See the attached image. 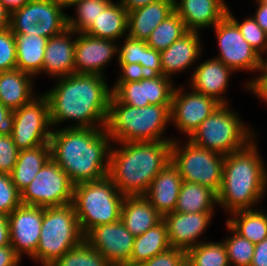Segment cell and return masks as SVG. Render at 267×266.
<instances>
[{"mask_svg":"<svg viewBox=\"0 0 267 266\" xmlns=\"http://www.w3.org/2000/svg\"><path fill=\"white\" fill-rule=\"evenodd\" d=\"M43 95L49 103L51 128L66 120L68 127L105 128L112 90L104 76L73 73L58 78Z\"/></svg>","mask_w":267,"mask_h":266,"instance_id":"6da1fadb","label":"cell"},{"mask_svg":"<svg viewBox=\"0 0 267 266\" xmlns=\"http://www.w3.org/2000/svg\"><path fill=\"white\" fill-rule=\"evenodd\" d=\"M112 139L105 128L52 129L51 158L76 185L108 176Z\"/></svg>","mask_w":267,"mask_h":266,"instance_id":"7a4b0ae2","label":"cell"},{"mask_svg":"<svg viewBox=\"0 0 267 266\" xmlns=\"http://www.w3.org/2000/svg\"><path fill=\"white\" fill-rule=\"evenodd\" d=\"M173 140L122 142L110 150L108 176L124 196H144L155 176L171 161Z\"/></svg>","mask_w":267,"mask_h":266,"instance_id":"3957f363","label":"cell"},{"mask_svg":"<svg viewBox=\"0 0 267 266\" xmlns=\"http://www.w3.org/2000/svg\"><path fill=\"white\" fill-rule=\"evenodd\" d=\"M256 142L225 155L222 184L217 193L218 205L232 213L255 209L267 188V169Z\"/></svg>","mask_w":267,"mask_h":266,"instance_id":"277c9868","label":"cell"},{"mask_svg":"<svg viewBox=\"0 0 267 266\" xmlns=\"http://www.w3.org/2000/svg\"><path fill=\"white\" fill-rule=\"evenodd\" d=\"M170 106L134 107L121 103L112 95L105 130L116 143L173 140L164 137L170 123Z\"/></svg>","mask_w":267,"mask_h":266,"instance_id":"5b68a950","label":"cell"},{"mask_svg":"<svg viewBox=\"0 0 267 266\" xmlns=\"http://www.w3.org/2000/svg\"><path fill=\"white\" fill-rule=\"evenodd\" d=\"M124 197L109 176L74 185L72 204L83 235L96 226L119 221Z\"/></svg>","mask_w":267,"mask_h":266,"instance_id":"8992f818","label":"cell"},{"mask_svg":"<svg viewBox=\"0 0 267 266\" xmlns=\"http://www.w3.org/2000/svg\"><path fill=\"white\" fill-rule=\"evenodd\" d=\"M83 241L73 204L43 207L39 244L32 259L41 262L42 266H51Z\"/></svg>","mask_w":267,"mask_h":266,"instance_id":"52a82bcc","label":"cell"},{"mask_svg":"<svg viewBox=\"0 0 267 266\" xmlns=\"http://www.w3.org/2000/svg\"><path fill=\"white\" fill-rule=\"evenodd\" d=\"M227 105L217 107L188 139L197 146L223 155L242 150L255 140V132Z\"/></svg>","mask_w":267,"mask_h":266,"instance_id":"ba28073f","label":"cell"},{"mask_svg":"<svg viewBox=\"0 0 267 266\" xmlns=\"http://www.w3.org/2000/svg\"><path fill=\"white\" fill-rule=\"evenodd\" d=\"M225 155L195 145L189 139L181 145L173 139L171 162L183 181L198 183L219 192Z\"/></svg>","mask_w":267,"mask_h":266,"instance_id":"9c48e42d","label":"cell"},{"mask_svg":"<svg viewBox=\"0 0 267 266\" xmlns=\"http://www.w3.org/2000/svg\"><path fill=\"white\" fill-rule=\"evenodd\" d=\"M74 184L61 167L50 158L33 181L21 192L24 205L63 206L73 203Z\"/></svg>","mask_w":267,"mask_h":266,"instance_id":"30bf717a","label":"cell"},{"mask_svg":"<svg viewBox=\"0 0 267 266\" xmlns=\"http://www.w3.org/2000/svg\"><path fill=\"white\" fill-rule=\"evenodd\" d=\"M54 0H31L10 14L14 34L40 31V37L51 38L67 29V14Z\"/></svg>","mask_w":267,"mask_h":266,"instance_id":"8fae6325","label":"cell"},{"mask_svg":"<svg viewBox=\"0 0 267 266\" xmlns=\"http://www.w3.org/2000/svg\"><path fill=\"white\" fill-rule=\"evenodd\" d=\"M36 96L31 102L14 111L11 136L19 150L50 143L52 129L49 103L43 94Z\"/></svg>","mask_w":267,"mask_h":266,"instance_id":"7c38bea8","label":"cell"},{"mask_svg":"<svg viewBox=\"0 0 267 266\" xmlns=\"http://www.w3.org/2000/svg\"><path fill=\"white\" fill-rule=\"evenodd\" d=\"M215 28L222 61L234 72L258 71L260 54L243 38L238 26L226 15Z\"/></svg>","mask_w":267,"mask_h":266,"instance_id":"4fadbf2b","label":"cell"},{"mask_svg":"<svg viewBox=\"0 0 267 266\" xmlns=\"http://www.w3.org/2000/svg\"><path fill=\"white\" fill-rule=\"evenodd\" d=\"M134 238L121 220L96 226L84 236L111 266H130Z\"/></svg>","mask_w":267,"mask_h":266,"instance_id":"5bb4252c","label":"cell"},{"mask_svg":"<svg viewBox=\"0 0 267 266\" xmlns=\"http://www.w3.org/2000/svg\"><path fill=\"white\" fill-rule=\"evenodd\" d=\"M183 88H175L170 106V122H172L188 138L221 104L214 98L204 94L185 93Z\"/></svg>","mask_w":267,"mask_h":266,"instance_id":"9a60e30c","label":"cell"},{"mask_svg":"<svg viewBox=\"0 0 267 266\" xmlns=\"http://www.w3.org/2000/svg\"><path fill=\"white\" fill-rule=\"evenodd\" d=\"M174 84L171 78L160 75L157 78L115 83L112 95L121 103L134 107L147 105H171Z\"/></svg>","mask_w":267,"mask_h":266,"instance_id":"2e32d148","label":"cell"},{"mask_svg":"<svg viewBox=\"0 0 267 266\" xmlns=\"http://www.w3.org/2000/svg\"><path fill=\"white\" fill-rule=\"evenodd\" d=\"M7 218L10 245L20 258L22 252L32 258L39 244L43 207L21 204Z\"/></svg>","mask_w":267,"mask_h":266,"instance_id":"e0dca14e","label":"cell"},{"mask_svg":"<svg viewBox=\"0 0 267 266\" xmlns=\"http://www.w3.org/2000/svg\"><path fill=\"white\" fill-rule=\"evenodd\" d=\"M75 35L78 36L75 39V73L105 76L104 67L118 54L116 41L86 33L75 32Z\"/></svg>","mask_w":267,"mask_h":266,"instance_id":"ac0fdd59","label":"cell"},{"mask_svg":"<svg viewBox=\"0 0 267 266\" xmlns=\"http://www.w3.org/2000/svg\"><path fill=\"white\" fill-rule=\"evenodd\" d=\"M214 212L180 213L172 212L163 217L167 226L171 247L187 252L202 241H197L211 222Z\"/></svg>","mask_w":267,"mask_h":266,"instance_id":"d6986e66","label":"cell"},{"mask_svg":"<svg viewBox=\"0 0 267 266\" xmlns=\"http://www.w3.org/2000/svg\"><path fill=\"white\" fill-rule=\"evenodd\" d=\"M174 9L189 31H198L219 23L228 6L224 0H174Z\"/></svg>","mask_w":267,"mask_h":266,"instance_id":"ffe728a7","label":"cell"},{"mask_svg":"<svg viewBox=\"0 0 267 266\" xmlns=\"http://www.w3.org/2000/svg\"><path fill=\"white\" fill-rule=\"evenodd\" d=\"M75 31L67 28L62 33L48 39L42 72L55 78L75 73ZM73 35V38H71Z\"/></svg>","mask_w":267,"mask_h":266,"instance_id":"44dd1931","label":"cell"},{"mask_svg":"<svg viewBox=\"0 0 267 266\" xmlns=\"http://www.w3.org/2000/svg\"><path fill=\"white\" fill-rule=\"evenodd\" d=\"M182 177L170 161L152 180L144 197L164 217L175 210Z\"/></svg>","mask_w":267,"mask_h":266,"instance_id":"7402d4cb","label":"cell"},{"mask_svg":"<svg viewBox=\"0 0 267 266\" xmlns=\"http://www.w3.org/2000/svg\"><path fill=\"white\" fill-rule=\"evenodd\" d=\"M196 67L190 78L192 90L212 97L220 104H227L222 95L227 91L229 77L234 71L216 58L203 61Z\"/></svg>","mask_w":267,"mask_h":266,"instance_id":"603a6c76","label":"cell"},{"mask_svg":"<svg viewBox=\"0 0 267 266\" xmlns=\"http://www.w3.org/2000/svg\"><path fill=\"white\" fill-rule=\"evenodd\" d=\"M200 40L198 31H189L167 49L161 51L163 76L171 78L173 74L194 66L202 53Z\"/></svg>","mask_w":267,"mask_h":266,"instance_id":"cb8c5ba5","label":"cell"},{"mask_svg":"<svg viewBox=\"0 0 267 266\" xmlns=\"http://www.w3.org/2000/svg\"><path fill=\"white\" fill-rule=\"evenodd\" d=\"M174 11V0H158L128 12L127 36L146 41L152 31Z\"/></svg>","mask_w":267,"mask_h":266,"instance_id":"d4e9b609","label":"cell"},{"mask_svg":"<svg viewBox=\"0 0 267 266\" xmlns=\"http://www.w3.org/2000/svg\"><path fill=\"white\" fill-rule=\"evenodd\" d=\"M19 69L0 72V103L11 111L28 104L33 95V78Z\"/></svg>","mask_w":267,"mask_h":266,"instance_id":"484cf974","label":"cell"},{"mask_svg":"<svg viewBox=\"0 0 267 266\" xmlns=\"http://www.w3.org/2000/svg\"><path fill=\"white\" fill-rule=\"evenodd\" d=\"M163 217L144 196H125L120 220L136 237L157 225Z\"/></svg>","mask_w":267,"mask_h":266,"instance_id":"4316f807","label":"cell"},{"mask_svg":"<svg viewBox=\"0 0 267 266\" xmlns=\"http://www.w3.org/2000/svg\"><path fill=\"white\" fill-rule=\"evenodd\" d=\"M16 40V68L36 76L42 72L47 38L40 37V31L14 34Z\"/></svg>","mask_w":267,"mask_h":266,"instance_id":"83f0119b","label":"cell"},{"mask_svg":"<svg viewBox=\"0 0 267 266\" xmlns=\"http://www.w3.org/2000/svg\"><path fill=\"white\" fill-rule=\"evenodd\" d=\"M51 158L50 143L20 150L10 176L16 188L22 192Z\"/></svg>","mask_w":267,"mask_h":266,"instance_id":"f1b7e54d","label":"cell"},{"mask_svg":"<svg viewBox=\"0 0 267 266\" xmlns=\"http://www.w3.org/2000/svg\"><path fill=\"white\" fill-rule=\"evenodd\" d=\"M128 12L120 2H111L84 32L95 38L118 40L127 32Z\"/></svg>","mask_w":267,"mask_h":266,"instance_id":"f546056e","label":"cell"},{"mask_svg":"<svg viewBox=\"0 0 267 266\" xmlns=\"http://www.w3.org/2000/svg\"><path fill=\"white\" fill-rule=\"evenodd\" d=\"M170 247L167 226L162 219L144 234L134 238L130 266H137L142 262L148 261L150 258L168 250Z\"/></svg>","mask_w":267,"mask_h":266,"instance_id":"4dcf8cb0","label":"cell"},{"mask_svg":"<svg viewBox=\"0 0 267 266\" xmlns=\"http://www.w3.org/2000/svg\"><path fill=\"white\" fill-rule=\"evenodd\" d=\"M216 204L218 200L214 190L198 183L183 181L174 211L180 213L214 212Z\"/></svg>","mask_w":267,"mask_h":266,"instance_id":"1f68e13d","label":"cell"},{"mask_svg":"<svg viewBox=\"0 0 267 266\" xmlns=\"http://www.w3.org/2000/svg\"><path fill=\"white\" fill-rule=\"evenodd\" d=\"M231 219L227 223L241 237L254 244L267 238V213L261 209L238 210L230 214Z\"/></svg>","mask_w":267,"mask_h":266,"instance_id":"d6a6232c","label":"cell"},{"mask_svg":"<svg viewBox=\"0 0 267 266\" xmlns=\"http://www.w3.org/2000/svg\"><path fill=\"white\" fill-rule=\"evenodd\" d=\"M188 32L185 23L174 11L152 31L146 43L149 47L161 52Z\"/></svg>","mask_w":267,"mask_h":266,"instance_id":"836d02e7","label":"cell"},{"mask_svg":"<svg viewBox=\"0 0 267 266\" xmlns=\"http://www.w3.org/2000/svg\"><path fill=\"white\" fill-rule=\"evenodd\" d=\"M192 266H230L223 242H201L186 252Z\"/></svg>","mask_w":267,"mask_h":266,"instance_id":"e575fe53","label":"cell"},{"mask_svg":"<svg viewBox=\"0 0 267 266\" xmlns=\"http://www.w3.org/2000/svg\"><path fill=\"white\" fill-rule=\"evenodd\" d=\"M111 0H80L76 6L77 18L67 15V28L76 33H84L98 18L100 13L111 3Z\"/></svg>","mask_w":267,"mask_h":266,"instance_id":"d590c367","label":"cell"},{"mask_svg":"<svg viewBox=\"0 0 267 266\" xmlns=\"http://www.w3.org/2000/svg\"><path fill=\"white\" fill-rule=\"evenodd\" d=\"M51 266H111L106 258L85 240L77 247L68 250Z\"/></svg>","mask_w":267,"mask_h":266,"instance_id":"8d00e7d4","label":"cell"},{"mask_svg":"<svg viewBox=\"0 0 267 266\" xmlns=\"http://www.w3.org/2000/svg\"><path fill=\"white\" fill-rule=\"evenodd\" d=\"M227 228L232 231V235L222 241L227 250L230 266H250L254 255L255 244L246 238L241 237L227 223Z\"/></svg>","mask_w":267,"mask_h":266,"instance_id":"74e56055","label":"cell"},{"mask_svg":"<svg viewBox=\"0 0 267 266\" xmlns=\"http://www.w3.org/2000/svg\"><path fill=\"white\" fill-rule=\"evenodd\" d=\"M227 16L238 26L243 38L255 49L259 54H264L267 48V33L256 23L252 16H248L239 23L231 14L229 8Z\"/></svg>","mask_w":267,"mask_h":266,"instance_id":"f35d334b","label":"cell"},{"mask_svg":"<svg viewBox=\"0 0 267 266\" xmlns=\"http://www.w3.org/2000/svg\"><path fill=\"white\" fill-rule=\"evenodd\" d=\"M22 204L21 192L8 173H0V214L8 216Z\"/></svg>","mask_w":267,"mask_h":266,"instance_id":"ab89813d","label":"cell"},{"mask_svg":"<svg viewBox=\"0 0 267 266\" xmlns=\"http://www.w3.org/2000/svg\"><path fill=\"white\" fill-rule=\"evenodd\" d=\"M16 40L10 28L0 30V72L16 69Z\"/></svg>","mask_w":267,"mask_h":266,"instance_id":"60d3db41","label":"cell"},{"mask_svg":"<svg viewBox=\"0 0 267 266\" xmlns=\"http://www.w3.org/2000/svg\"><path fill=\"white\" fill-rule=\"evenodd\" d=\"M123 45H118V63L143 62L144 40H137L127 36Z\"/></svg>","mask_w":267,"mask_h":266,"instance_id":"b9f144b4","label":"cell"},{"mask_svg":"<svg viewBox=\"0 0 267 266\" xmlns=\"http://www.w3.org/2000/svg\"><path fill=\"white\" fill-rule=\"evenodd\" d=\"M19 151L11 135H0V173L12 172Z\"/></svg>","mask_w":267,"mask_h":266,"instance_id":"7bdbcfd3","label":"cell"},{"mask_svg":"<svg viewBox=\"0 0 267 266\" xmlns=\"http://www.w3.org/2000/svg\"><path fill=\"white\" fill-rule=\"evenodd\" d=\"M122 74L119 75L116 83H127L140 81L142 79L157 78L160 75L149 67L141 66L138 63H118Z\"/></svg>","mask_w":267,"mask_h":266,"instance_id":"ee69618b","label":"cell"},{"mask_svg":"<svg viewBox=\"0 0 267 266\" xmlns=\"http://www.w3.org/2000/svg\"><path fill=\"white\" fill-rule=\"evenodd\" d=\"M186 258V252L174 247L150 258L148 261L142 262L137 266H179Z\"/></svg>","mask_w":267,"mask_h":266,"instance_id":"f6af8a7d","label":"cell"},{"mask_svg":"<svg viewBox=\"0 0 267 266\" xmlns=\"http://www.w3.org/2000/svg\"><path fill=\"white\" fill-rule=\"evenodd\" d=\"M141 66L149 67L155 70L159 75H163L161 67V53L151 47H149L144 41V57L143 62H140Z\"/></svg>","mask_w":267,"mask_h":266,"instance_id":"bcb514c9","label":"cell"},{"mask_svg":"<svg viewBox=\"0 0 267 266\" xmlns=\"http://www.w3.org/2000/svg\"><path fill=\"white\" fill-rule=\"evenodd\" d=\"M245 85H247L246 88L249 89L248 91H251V93L267 102V76L259 75L249 82L247 81Z\"/></svg>","mask_w":267,"mask_h":266,"instance_id":"7dc6e473","label":"cell"},{"mask_svg":"<svg viewBox=\"0 0 267 266\" xmlns=\"http://www.w3.org/2000/svg\"><path fill=\"white\" fill-rule=\"evenodd\" d=\"M14 122V111L0 103V135H11Z\"/></svg>","mask_w":267,"mask_h":266,"instance_id":"c3c4849f","label":"cell"},{"mask_svg":"<svg viewBox=\"0 0 267 266\" xmlns=\"http://www.w3.org/2000/svg\"><path fill=\"white\" fill-rule=\"evenodd\" d=\"M21 260L11 245L0 247V266H19Z\"/></svg>","mask_w":267,"mask_h":266,"instance_id":"681fc988","label":"cell"},{"mask_svg":"<svg viewBox=\"0 0 267 266\" xmlns=\"http://www.w3.org/2000/svg\"><path fill=\"white\" fill-rule=\"evenodd\" d=\"M250 266H267V238L255 244L254 255Z\"/></svg>","mask_w":267,"mask_h":266,"instance_id":"f907efd6","label":"cell"},{"mask_svg":"<svg viewBox=\"0 0 267 266\" xmlns=\"http://www.w3.org/2000/svg\"><path fill=\"white\" fill-rule=\"evenodd\" d=\"M258 8L253 19L267 33V3L264 0H255Z\"/></svg>","mask_w":267,"mask_h":266,"instance_id":"816d5d0a","label":"cell"},{"mask_svg":"<svg viewBox=\"0 0 267 266\" xmlns=\"http://www.w3.org/2000/svg\"><path fill=\"white\" fill-rule=\"evenodd\" d=\"M10 245L9 223L6 215L0 214V247Z\"/></svg>","mask_w":267,"mask_h":266,"instance_id":"f5cc1de1","label":"cell"},{"mask_svg":"<svg viewBox=\"0 0 267 266\" xmlns=\"http://www.w3.org/2000/svg\"><path fill=\"white\" fill-rule=\"evenodd\" d=\"M158 0H120L119 2L127 12H131L137 8L146 6Z\"/></svg>","mask_w":267,"mask_h":266,"instance_id":"db71d44e","label":"cell"},{"mask_svg":"<svg viewBox=\"0 0 267 266\" xmlns=\"http://www.w3.org/2000/svg\"><path fill=\"white\" fill-rule=\"evenodd\" d=\"M6 10L11 14L14 11L22 8L31 0H0Z\"/></svg>","mask_w":267,"mask_h":266,"instance_id":"11a10c76","label":"cell"},{"mask_svg":"<svg viewBox=\"0 0 267 266\" xmlns=\"http://www.w3.org/2000/svg\"><path fill=\"white\" fill-rule=\"evenodd\" d=\"M10 27V13L0 1V30Z\"/></svg>","mask_w":267,"mask_h":266,"instance_id":"9f6ffc18","label":"cell"},{"mask_svg":"<svg viewBox=\"0 0 267 266\" xmlns=\"http://www.w3.org/2000/svg\"><path fill=\"white\" fill-rule=\"evenodd\" d=\"M264 52L267 54V48ZM258 72H260L262 76H267V58H264L263 54H260Z\"/></svg>","mask_w":267,"mask_h":266,"instance_id":"6f0895ef","label":"cell"},{"mask_svg":"<svg viewBox=\"0 0 267 266\" xmlns=\"http://www.w3.org/2000/svg\"><path fill=\"white\" fill-rule=\"evenodd\" d=\"M59 6L65 8H70L73 4L76 2H79L80 0H54Z\"/></svg>","mask_w":267,"mask_h":266,"instance_id":"680465c9","label":"cell"},{"mask_svg":"<svg viewBox=\"0 0 267 266\" xmlns=\"http://www.w3.org/2000/svg\"><path fill=\"white\" fill-rule=\"evenodd\" d=\"M179 266H192V264L185 258Z\"/></svg>","mask_w":267,"mask_h":266,"instance_id":"91938a15","label":"cell"}]
</instances>
